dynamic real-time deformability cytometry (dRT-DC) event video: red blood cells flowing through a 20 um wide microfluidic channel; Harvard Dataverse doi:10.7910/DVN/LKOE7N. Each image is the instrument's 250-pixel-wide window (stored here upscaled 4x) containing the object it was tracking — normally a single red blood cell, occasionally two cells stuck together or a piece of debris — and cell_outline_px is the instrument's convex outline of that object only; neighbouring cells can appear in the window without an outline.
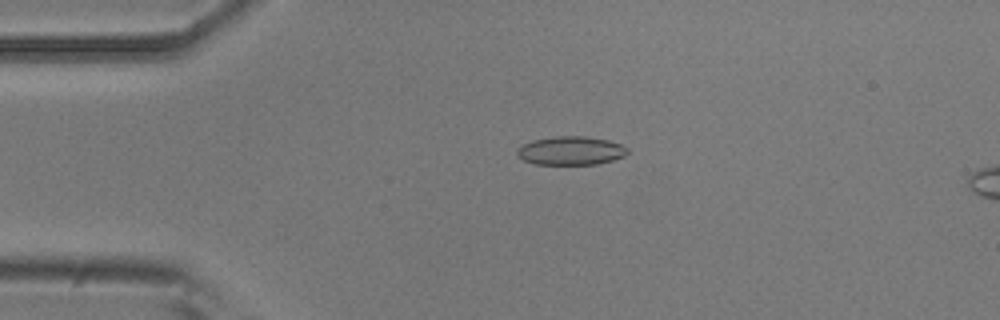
{"species": "common noctule bat (a hibernating species)", "species_latin": "Nyctalus noctula", "temperature_condition": "room temperature", "stored_images_in_passage": 3, "camera_frame_rate_fps": 3000, "um_per_image_px": 0.085, "animal": {"sex": "male", "body_mass_g": 20.5, "forearm_length_mm": 52.5}, "frame": {"image": 1, "passage_image": 2, "time_ms": 0.333, "image_size_px": [1000, 320], "cell_outline_px": [[628, 152], [624, 156], [612, 160], [596, 164], [536, 164], [524, 160], [516, 156], [516, 148], [532, 140], [556, 136], [584, 136], [608, 140], [620, 144], [628, 148]], "centroid_in_image_um": [48.49, 12.8], "position_along_channel_um": 36.5, "area_um2": 18.38}}